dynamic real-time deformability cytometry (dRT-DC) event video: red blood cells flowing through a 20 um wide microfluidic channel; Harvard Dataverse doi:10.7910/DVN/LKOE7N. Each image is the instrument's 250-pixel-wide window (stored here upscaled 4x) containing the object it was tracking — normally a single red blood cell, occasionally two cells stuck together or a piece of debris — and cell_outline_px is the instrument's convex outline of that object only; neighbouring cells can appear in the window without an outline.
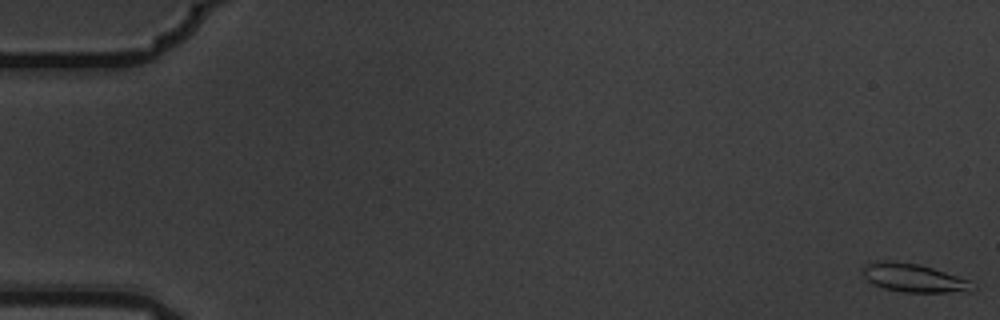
{"species": "common noctule bat (a hibernating species)", "species_latin": "Nyctalus noctula", "temperature_condition": "warm", "stored_images_in_passage": 5, "camera_frame_rate_fps": 3000, "um_per_image_px": 0.085, "animal": {"sex": "male", "body_mass_g": 19.5, "forearm_length_mm": 54.6}, "frame": {"image": 1, "passage_image": 1, "time_ms": 0.0, "image_size_px": [1000, 320], "cell_outline_px": [[976, 288], [968, 292], [904, 292], [884, 288], [872, 284], [860, 272], [864, 264], [880, 260], [892, 260], [920, 264], [968, 280], [976, 284]], "centroid_in_image_um": [77.64, 23.61], "position_along_channel_um": 7.4, "area_um2": 18.38}}